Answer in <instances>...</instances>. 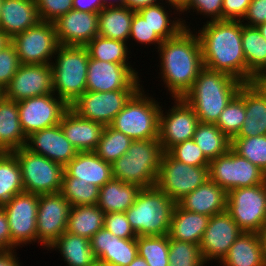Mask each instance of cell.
I'll use <instances>...</instances> for the list:
<instances>
[{"mask_svg": "<svg viewBox=\"0 0 266 266\" xmlns=\"http://www.w3.org/2000/svg\"><path fill=\"white\" fill-rule=\"evenodd\" d=\"M157 49L165 88L171 97L182 98L204 68L198 35L183 28L175 37L164 40Z\"/></svg>", "mask_w": 266, "mask_h": 266, "instance_id": "7a4b0ae2", "label": "cell"}, {"mask_svg": "<svg viewBox=\"0 0 266 266\" xmlns=\"http://www.w3.org/2000/svg\"><path fill=\"white\" fill-rule=\"evenodd\" d=\"M72 3L77 11L99 13L105 8L102 0H73Z\"/></svg>", "mask_w": 266, "mask_h": 266, "instance_id": "6f0895ef", "label": "cell"}, {"mask_svg": "<svg viewBox=\"0 0 266 266\" xmlns=\"http://www.w3.org/2000/svg\"><path fill=\"white\" fill-rule=\"evenodd\" d=\"M130 64L112 63L89 57L86 91L139 90L138 72Z\"/></svg>", "mask_w": 266, "mask_h": 266, "instance_id": "2e32d148", "label": "cell"}, {"mask_svg": "<svg viewBox=\"0 0 266 266\" xmlns=\"http://www.w3.org/2000/svg\"><path fill=\"white\" fill-rule=\"evenodd\" d=\"M258 235H259L260 242H261L264 265L266 266V227L263 230H261L258 233Z\"/></svg>", "mask_w": 266, "mask_h": 266, "instance_id": "94428289", "label": "cell"}, {"mask_svg": "<svg viewBox=\"0 0 266 266\" xmlns=\"http://www.w3.org/2000/svg\"><path fill=\"white\" fill-rule=\"evenodd\" d=\"M105 7L124 6V0H102ZM109 1V2H108ZM116 3V4H115Z\"/></svg>", "mask_w": 266, "mask_h": 266, "instance_id": "e7e4bbea", "label": "cell"}, {"mask_svg": "<svg viewBox=\"0 0 266 266\" xmlns=\"http://www.w3.org/2000/svg\"><path fill=\"white\" fill-rule=\"evenodd\" d=\"M171 109L164 111L161 108L159 115L158 140L164 152H168L173 146L192 139L199 123L193 108L183 99L174 98Z\"/></svg>", "mask_w": 266, "mask_h": 266, "instance_id": "ac0fdd59", "label": "cell"}, {"mask_svg": "<svg viewBox=\"0 0 266 266\" xmlns=\"http://www.w3.org/2000/svg\"><path fill=\"white\" fill-rule=\"evenodd\" d=\"M4 97V90L0 87V100Z\"/></svg>", "mask_w": 266, "mask_h": 266, "instance_id": "2644e50d", "label": "cell"}, {"mask_svg": "<svg viewBox=\"0 0 266 266\" xmlns=\"http://www.w3.org/2000/svg\"><path fill=\"white\" fill-rule=\"evenodd\" d=\"M210 217L182 209L177 203L174 207L168 236L171 239L200 245Z\"/></svg>", "mask_w": 266, "mask_h": 266, "instance_id": "f546056e", "label": "cell"}, {"mask_svg": "<svg viewBox=\"0 0 266 266\" xmlns=\"http://www.w3.org/2000/svg\"><path fill=\"white\" fill-rule=\"evenodd\" d=\"M18 112V103L5 96L0 100V149L2 152H14L26 147Z\"/></svg>", "mask_w": 266, "mask_h": 266, "instance_id": "f1b7e54d", "label": "cell"}, {"mask_svg": "<svg viewBox=\"0 0 266 266\" xmlns=\"http://www.w3.org/2000/svg\"><path fill=\"white\" fill-rule=\"evenodd\" d=\"M168 153L174 159L190 166H208L210 162L193 139L173 146Z\"/></svg>", "mask_w": 266, "mask_h": 266, "instance_id": "7dc6e473", "label": "cell"}, {"mask_svg": "<svg viewBox=\"0 0 266 266\" xmlns=\"http://www.w3.org/2000/svg\"><path fill=\"white\" fill-rule=\"evenodd\" d=\"M228 192L213 181L207 180L191 193L185 195L177 204L190 212L212 217L226 211Z\"/></svg>", "mask_w": 266, "mask_h": 266, "instance_id": "484cf974", "label": "cell"}, {"mask_svg": "<svg viewBox=\"0 0 266 266\" xmlns=\"http://www.w3.org/2000/svg\"><path fill=\"white\" fill-rule=\"evenodd\" d=\"M100 188L74 177H63L60 193L70 206L94 205L98 202Z\"/></svg>", "mask_w": 266, "mask_h": 266, "instance_id": "ee69618b", "label": "cell"}, {"mask_svg": "<svg viewBox=\"0 0 266 266\" xmlns=\"http://www.w3.org/2000/svg\"><path fill=\"white\" fill-rule=\"evenodd\" d=\"M11 43V38L3 30L0 29V50L6 48Z\"/></svg>", "mask_w": 266, "mask_h": 266, "instance_id": "be15d7a7", "label": "cell"}, {"mask_svg": "<svg viewBox=\"0 0 266 266\" xmlns=\"http://www.w3.org/2000/svg\"><path fill=\"white\" fill-rule=\"evenodd\" d=\"M90 245L98 261L112 266H128L138 256L136 238L116 237L105 227L92 236Z\"/></svg>", "mask_w": 266, "mask_h": 266, "instance_id": "603a6c76", "label": "cell"}, {"mask_svg": "<svg viewBox=\"0 0 266 266\" xmlns=\"http://www.w3.org/2000/svg\"><path fill=\"white\" fill-rule=\"evenodd\" d=\"M159 1H162L163 3V0H124V6H127L134 11H138L141 8L159 3Z\"/></svg>", "mask_w": 266, "mask_h": 266, "instance_id": "91938a15", "label": "cell"}, {"mask_svg": "<svg viewBox=\"0 0 266 266\" xmlns=\"http://www.w3.org/2000/svg\"><path fill=\"white\" fill-rule=\"evenodd\" d=\"M138 255L148 266H169V236H138Z\"/></svg>", "mask_w": 266, "mask_h": 266, "instance_id": "7bdbcfd3", "label": "cell"}, {"mask_svg": "<svg viewBox=\"0 0 266 266\" xmlns=\"http://www.w3.org/2000/svg\"><path fill=\"white\" fill-rule=\"evenodd\" d=\"M245 112V83L221 112L215 125L230 139L236 137L244 123Z\"/></svg>", "mask_w": 266, "mask_h": 266, "instance_id": "ab89813d", "label": "cell"}, {"mask_svg": "<svg viewBox=\"0 0 266 266\" xmlns=\"http://www.w3.org/2000/svg\"><path fill=\"white\" fill-rule=\"evenodd\" d=\"M201 29L197 35L204 67L227 73L242 83H248V68L241 41L242 22L207 20Z\"/></svg>", "mask_w": 266, "mask_h": 266, "instance_id": "6da1fadb", "label": "cell"}, {"mask_svg": "<svg viewBox=\"0 0 266 266\" xmlns=\"http://www.w3.org/2000/svg\"><path fill=\"white\" fill-rule=\"evenodd\" d=\"M141 187L112 178L100 187L97 205L104 213L126 212L141 191Z\"/></svg>", "mask_w": 266, "mask_h": 266, "instance_id": "4dcf8cb0", "label": "cell"}, {"mask_svg": "<svg viewBox=\"0 0 266 266\" xmlns=\"http://www.w3.org/2000/svg\"><path fill=\"white\" fill-rule=\"evenodd\" d=\"M52 93L50 64H20L10 84L4 89V96L16 102Z\"/></svg>", "mask_w": 266, "mask_h": 266, "instance_id": "d6986e66", "label": "cell"}, {"mask_svg": "<svg viewBox=\"0 0 266 266\" xmlns=\"http://www.w3.org/2000/svg\"><path fill=\"white\" fill-rule=\"evenodd\" d=\"M136 11L127 6L105 7L99 12V30L101 37L129 41L132 18Z\"/></svg>", "mask_w": 266, "mask_h": 266, "instance_id": "836d02e7", "label": "cell"}, {"mask_svg": "<svg viewBox=\"0 0 266 266\" xmlns=\"http://www.w3.org/2000/svg\"><path fill=\"white\" fill-rule=\"evenodd\" d=\"M0 207L7 216L11 249L37 242L38 194L21 192Z\"/></svg>", "mask_w": 266, "mask_h": 266, "instance_id": "4fadbf2b", "label": "cell"}, {"mask_svg": "<svg viewBox=\"0 0 266 266\" xmlns=\"http://www.w3.org/2000/svg\"><path fill=\"white\" fill-rule=\"evenodd\" d=\"M127 42L109 39L97 35L85 47L88 50L89 57L112 63H128Z\"/></svg>", "mask_w": 266, "mask_h": 266, "instance_id": "60d3db41", "label": "cell"}, {"mask_svg": "<svg viewBox=\"0 0 266 266\" xmlns=\"http://www.w3.org/2000/svg\"><path fill=\"white\" fill-rule=\"evenodd\" d=\"M163 153L158 139L133 140L128 151L111 164L112 176L141 188L154 187Z\"/></svg>", "mask_w": 266, "mask_h": 266, "instance_id": "277c9868", "label": "cell"}, {"mask_svg": "<svg viewBox=\"0 0 266 266\" xmlns=\"http://www.w3.org/2000/svg\"><path fill=\"white\" fill-rule=\"evenodd\" d=\"M130 39L140 44H157V48L162 44L163 40L154 32L148 22L136 11L132 18L130 28Z\"/></svg>", "mask_w": 266, "mask_h": 266, "instance_id": "c3c4849f", "label": "cell"}, {"mask_svg": "<svg viewBox=\"0 0 266 266\" xmlns=\"http://www.w3.org/2000/svg\"><path fill=\"white\" fill-rule=\"evenodd\" d=\"M20 165L24 191L34 194L57 193L61 190L64 167L43 155L22 147L12 152Z\"/></svg>", "mask_w": 266, "mask_h": 266, "instance_id": "ba28073f", "label": "cell"}, {"mask_svg": "<svg viewBox=\"0 0 266 266\" xmlns=\"http://www.w3.org/2000/svg\"><path fill=\"white\" fill-rule=\"evenodd\" d=\"M17 103L21 128L26 137L33 132L58 125L69 108L55 93L31 97Z\"/></svg>", "mask_w": 266, "mask_h": 266, "instance_id": "5bb4252c", "label": "cell"}, {"mask_svg": "<svg viewBox=\"0 0 266 266\" xmlns=\"http://www.w3.org/2000/svg\"><path fill=\"white\" fill-rule=\"evenodd\" d=\"M20 64H51L59 45L54 22L39 21L11 39ZM52 59V60H51Z\"/></svg>", "mask_w": 266, "mask_h": 266, "instance_id": "7c38bea8", "label": "cell"}, {"mask_svg": "<svg viewBox=\"0 0 266 266\" xmlns=\"http://www.w3.org/2000/svg\"><path fill=\"white\" fill-rule=\"evenodd\" d=\"M138 90L86 91L69 107L82 118L109 126Z\"/></svg>", "mask_w": 266, "mask_h": 266, "instance_id": "9a60e30c", "label": "cell"}, {"mask_svg": "<svg viewBox=\"0 0 266 266\" xmlns=\"http://www.w3.org/2000/svg\"><path fill=\"white\" fill-rule=\"evenodd\" d=\"M244 20L248 21L244 23ZM244 25L258 27L266 22V0H252L244 18Z\"/></svg>", "mask_w": 266, "mask_h": 266, "instance_id": "11a10c76", "label": "cell"}, {"mask_svg": "<svg viewBox=\"0 0 266 266\" xmlns=\"http://www.w3.org/2000/svg\"><path fill=\"white\" fill-rule=\"evenodd\" d=\"M15 251L16 249L15 250L11 249V250L0 252V266H20L21 263H19V260H18V257Z\"/></svg>", "mask_w": 266, "mask_h": 266, "instance_id": "680465c9", "label": "cell"}, {"mask_svg": "<svg viewBox=\"0 0 266 266\" xmlns=\"http://www.w3.org/2000/svg\"><path fill=\"white\" fill-rule=\"evenodd\" d=\"M128 266H148L146 261L139 255Z\"/></svg>", "mask_w": 266, "mask_h": 266, "instance_id": "03108f58", "label": "cell"}, {"mask_svg": "<svg viewBox=\"0 0 266 266\" xmlns=\"http://www.w3.org/2000/svg\"><path fill=\"white\" fill-rule=\"evenodd\" d=\"M208 174L210 181L227 192L235 188L253 187L266 181V174L260 168L232 149L209 162Z\"/></svg>", "mask_w": 266, "mask_h": 266, "instance_id": "9c48e42d", "label": "cell"}, {"mask_svg": "<svg viewBox=\"0 0 266 266\" xmlns=\"http://www.w3.org/2000/svg\"><path fill=\"white\" fill-rule=\"evenodd\" d=\"M175 205L176 203L156 186L142 188L125 214L137 236L168 235Z\"/></svg>", "mask_w": 266, "mask_h": 266, "instance_id": "5b68a950", "label": "cell"}, {"mask_svg": "<svg viewBox=\"0 0 266 266\" xmlns=\"http://www.w3.org/2000/svg\"><path fill=\"white\" fill-rule=\"evenodd\" d=\"M24 192L21 168L12 152L0 155V206L13 196Z\"/></svg>", "mask_w": 266, "mask_h": 266, "instance_id": "74e56055", "label": "cell"}, {"mask_svg": "<svg viewBox=\"0 0 266 266\" xmlns=\"http://www.w3.org/2000/svg\"><path fill=\"white\" fill-rule=\"evenodd\" d=\"M160 4L162 3L149 5L137 12L163 41L175 37L183 28L190 29L182 18L172 21L166 8Z\"/></svg>", "mask_w": 266, "mask_h": 266, "instance_id": "f35d334b", "label": "cell"}, {"mask_svg": "<svg viewBox=\"0 0 266 266\" xmlns=\"http://www.w3.org/2000/svg\"><path fill=\"white\" fill-rule=\"evenodd\" d=\"M188 0H165L166 3H169L167 4L168 7L170 5V7L173 8L172 9H176L175 11H177V13L179 12L180 13V9L186 4Z\"/></svg>", "mask_w": 266, "mask_h": 266, "instance_id": "6125c7cd", "label": "cell"}, {"mask_svg": "<svg viewBox=\"0 0 266 266\" xmlns=\"http://www.w3.org/2000/svg\"><path fill=\"white\" fill-rule=\"evenodd\" d=\"M11 250V235L7 216L0 207V252Z\"/></svg>", "mask_w": 266, "mask_h": 266, "instance_id": "9f6ffc18", "label": "cell"}, {"mask_svg": "<svg viewBox=\"0 0 266 266\" xmlns=\"http://www.w3.org/2000/svg\"><path fill=\"white\" fill-rule=\"evenodd\" d=\"M133 140L121 131L105 126L94 152L104 161L113 163L124 155Z\"/></svg>", "mask_w": 266, "mask_h": 266, "instance_id": "b9f144b4", "label": "cell"}, {"mask_svg": "<svg viewBox=\"0 0 266 266\" xmlns=\"http://www.w3.org/2000/svg\"><path fill=\"white\" fill-rule=\"evenodd\" d=\"M231 149L266 174V135L234 137L231 140Z\"/></svg>", "mask_w": 266, "mask_h": 266, "instance_id": "f6af8a7d", "label": "cell"}, {"mask_svg": "<svg viewBox=\"0 0 266 266\" xmlns=\"http://www.w3.org/2000/svg\"><path fill=\"white\" fill-rule=\"evenodd\" d=\"M226 211L243 232L259 233L266 227V181L230 190Z\"/></svg>", "mask_w": 266, "mask_h": 266, "instance_id": "30bf717a", "label": "cell"}, {"mask_svg": "<svg viewBox=\"0 0 266 266\" xmlns=\"http://www.w3.org/2000/svg\"><path fill=\"white\" fill-rule=\"evenodd\" d=\"M2 5H3V0H0V17H1Z\"/></svg>", "mask_w": 266, "mask_h": 266, "instance_id": "8c879c8a", "label": "cell"}, {"mask_svg": "<svg viewBox=\"0 0 266 266\" xmlns=\"http://www.w3.org/2000/svg\"><path fill=\"white\" fill-rule=\"evenodd\" d=\"M242 48L248 68V82L266 73V39L257 27L242 23Z\"/></svg>", "mask_w": 266, "mask_h": 266, "instance_id": "1f68e13d", "label": "cell"}, {"mask_svg": "<svg viewBox=\"0 0 266 266\" xmlns=\"http://www.w3.org/2000/svg\"><path fill=\"white\" fill-rule=\"evenodd\" d=\"M69 201L60 193L38 195L37 241L49 248L67 229Z\"/></svg>", "mask_w": 266, "mask_h": 266, "instance_id": "e0dca14e", "label": "cell"}, {"mask_svg": "<svg viewBox=\"0 0 266 266\" xmlns=\"http://www.w3.org/2000/svg\"><path fill=\"white\" fill-rule=\"evenodd\" d=\"M145 95L141 87L116 115L110 126L132 140L158 139L159 115L162 106Z\"/></svg>", "mask_w": 266, "mask_h": 266, "instance_id": "52a82bcc", "label": "cell"}, {"mask_svg": "<svg viewBox=\"0 0 266 266\" xmlns=\"http://www.w3.org/2000/svg\"><path fill=\"white\" fill-rule=\"evenodd\" d=\"M220 263L223 266H265L258 233L243 232Z\"/></svg>", "mask_w": 266, "mask_h": 266, "instance_id": "d6a6232c", "label": "cell"}, {"mask_svg": "<svg viewBox=\"0 0 266 266\" xmlns=\"http://www.w3.org/2000/svg\"><path fill=\"white\" fill-rule=\"evenodd\" d=\"M104 227L119 238L131 239L138 237L127 220L125 212L105 213Z\"/></svg>", "mask_w": 266, "mask_h": 266, "instance_id": "816d5d0a", "label": "cell"}, {"mask_svg": "<svg viewBox=\"0 0 266 266\" xmlns=\"http://www.w3.org/2000/svg\"><path fill=\"white\" fill-rule=\"evenodd\" d=\"M59 45L86 46L98 35L99 13L70 10L54 21Z\"/></svg>", "mask_w": 266, "mask_h": 266, "instance_id": "44dd1931", "label": "cell"}, {"mask_svg": "<svg viewBox=\"0 0 266 266\" xmlns=\"http://www.w3.org/2000/svg\"><path fill=\"white\" fill-rule=\"evenodd\" d=\"M261 35L266 39V22L257 27Z\"/></svg>", "mask_w": 266, "mask_h": 266, "instance_id": "a7ac6f4b", "label": "cell"}, {"mask_svg": "<svg viewBox=\"0 0 266 266\" xmlns=\"http://www.w3.org/2000/svg\"><path fill=\"white\" fill-rule=\"evenodd\" d=\"M222 3L223 0H188L180 12L194 9L200 15L211 17L210 21L222 20Z\"/></svg>", "mask_w": 266, "mask_h": 266, "instance_id": "f5cc1de1", "label": "cell"}, {"mask_svg": "<svg viewBox=\"0 0 266 266\" xmlns=\"http://www.w3.org/2000/svg\"><path fill=\"white\" fill-rule=\"evenodd\" d=\"M245 112L236 137L266 135V92L256 81L245 83Z\"/></svg>", "mask_w": 266, "mask_h": 266, "instance_id": "4316f807", "label": "cell"}, {"mask_svg": "<svg viewBox=\"0 0 266 266\" xmlns=\"http://www.w3.org/2000/svg\"><path fill=\"white\" fill-rule=\"evenodd\" d=\"M51 62L53 93L70 106L86 92L89 53L85 46H62Z\"/></svg>", "mask_w": 266, "mask_h": 266, "instance_id": "8992f818", "label": "cell"}, {"mask_svg": "<svg viewBox=\"0 0 266 266\" xmlns=\"http://www.w3.org/2000/svg\"><path fill=\"white\" fill-rule=\"evenodd\" d=\"M59 124L65 137L78 152L94 151L105 128L101 123L82 118L70 107Z\"/></svg>", "mask_w": 266, "mask_h": 266, "instance_id": "cb8c5ba5", "label": "cell"}, {"mask_svg": "<svg viewBox=\"0 0 266 266\" xmlns=\"http://www.w3.org/2000/svg\"><path fill=\"white\" fill-rule=\"evenodd\" d=\"M104 214L97 204L71 207L66 231L90 240L104 227Z\"/></svg>", "mask_w": 266, "mask_h": 266, "instance_id": "d590c367", "label": "cell"}, {"mask_svg": "<svg viewBox=\"0 0 266 266\" xmlns=\"http://www.w3.org/2000/svg\"><path fill=\"white\" fill-rule=\"evenodd\" d=\"M207 180L208 166H190L164 152L155 186L177 203Z\"/></svg>", "mask_w": 266, "mask_h": 266, "instance_id": "8fae6325", "label": "cell"}, {"mask_svg": "<svg viewBox=\"0 0 266 266\" xmlns=\"http://www.w3.org/2000/svg\"><path fill=\"white\" fill-rule=\"evenodd\" d=\"M49 249L59 250L67 266H90L97 260L89 239L67 231Z\"/></svg>", "mask_w": 266, "mask_h": 266, "instance_id": "e575fe53", "label": "cell"}, {"mask_svg": "<svg viewBox=\"0 0 266 266\" xmlns=\"http://www.w3.org/2000/svg\"><path fill=\"white\" fill-rule=\"evenodd\" d=\"M261 87L262 89L266 92V74L260 75L256 80H255Z\"/></svg>", "mask_w": 266, "mask_h": 266, "instance_id": "003e7915", "label": "cell"}, {"mask_svg": "<svg viewBox=\"0 0 266 266\" xmlns=\"http://www.w3.org/2000/svg\"><path fill=\"white\" fill-rule=\"evenodd\" d=\"M90 266H112L110 264H107V263H103V262H100L98 260H96L93 264H91Z\"/></svg>", "mask_w": 266, "mask_h": 266, "instance_id": "89a4df30", "label": "cell"}, {"mask_svg": "<svg viewBox=\"0 0 266 266\" xmlns=\"http://www.w3.org/2000/svg\"><path fill=\"white\" fill-rule=\"evenodd\" d=\"M192 139L209 161L225 154L231 149V140L215 123L199 122Z\"/></svg>", "mask_w": 266, "mask_h": 266, "instance_id": "8d00e7d4", "label": "cell"}, {"mask_svg": "<svg viewBox=\"0 0 266 266\" xmlns=\"http://www.w3.org/2000/svg\"><path fill=\"white\" fill-rule=\"evenodd\" d=\"M242 84L227 73L204 67L182 98L193 108L199 122L216 123Z\"/></svg>", "mask_w": 266, "mask_h": 266, "instance_id": "3957f363", "label": "cell"}, {"mask_svg": "<svg viewBox=\"0 0 266 266\" xmlns=\"http://www.w3.org/2000/svg\"><path fill=\"white\" fill-rule=\"evenodd\" d=\"M20 66L15 46L11 43L0 50V87L4 90Z\"/></svg>", "mask_w": 266, "mask_h": 266, "instance_id": "681fc988", "label": "cell"}, {"mask_svg": "<svg viewBox=\"0 0 266 266\" xmlns=\"http://www.w3.org/2000/svg\"><path fill=\"white\" fill-rule=\"evenodd\" d=\"M39 21L35 0H3L0 29L11 39Z\"/></svg>", "mask_w": 266, "mask_h": 266, "instance_id": "83f0119b", "label": "cell"}, {"mask_svg": "<svg viewBox=\"0 0 266 266\" xmlns=\"http://www.w3.org/2000/svg\"><path fill=\"white\" fill-rule=\"evenodd\" d=\"M242 233L227 211L210 217L199 245L205 262L215 259L214 261L218 260L220 263Z\"/></svg>", "mask_w": 266, "mask_h": 266, "instance_id": "ffe728a7", "label": "cell"}, {"mask_svg": "<svg viewBox=\"0 0 266 266\" xmlns=\"http://www.w3.org/2000/svg\"><path fill=\"white\" fill-rule=\"evenodd\" d=\"M26 148L65 167L78 151L65 137L60 124L33 132L27 137Z\"/></svg>", "mask_w": 266, "mask_h": 266, "instance_id": "7402d4cb", "label": "cell"}, {"mask_svg": "<svg viewBox=\"0 0 266 266\" xmlns=\"http://www.w3.org/2000/svg\"><path fill=\"white\" fill-rule=\"evenodd\" d=\"M252 0H223L222 20L241 21Z\"/></svg>", "mask_w": 266, "mask_h": 266, "instance_id": "db71d44e", "label": "cell"}, {"mask_svg": "<svg viewBox=\"0 0 266 266\" xmlns=\"http://www.w3.org/2000/svg\"><path fill=\"white\" fill-rule=\"evenodd\" d=\"M63 177H74L100 188L113 178L112 166L94 151L78 152L64 167Z\"/></svg>", "mask_w": 266, "mask_h": 266, "instance_id": "d4e9b609", "label": "cell"}, {"mask_svg": "<svg viewBox=\"0 0 266 266\" xmlns=\"http://www.w3.org/2000/svg\"><path fill=\"white\" fill-rule=\"evenodd\" d=\"M169 266H205L200 246L169 238Z\"/></svg>", "mask_w": 266, "mask_h": 266, "instance_id": "bcb514c9", "label": "cell"}, {"mask_svg": "<svg viewBox=\"0 0 266 266\" xmlns=\"http://www.w3.org/2000/svg\"><path fill=\"white\" fill-rule=\"evenodd\" d=\"M40 21L54 22L73 9V0H35Z\"/></svg>", "mask_w": 266, "mask_h": 266, "instance_id": "f907efd6", "label": "cell"}]
</instances>
